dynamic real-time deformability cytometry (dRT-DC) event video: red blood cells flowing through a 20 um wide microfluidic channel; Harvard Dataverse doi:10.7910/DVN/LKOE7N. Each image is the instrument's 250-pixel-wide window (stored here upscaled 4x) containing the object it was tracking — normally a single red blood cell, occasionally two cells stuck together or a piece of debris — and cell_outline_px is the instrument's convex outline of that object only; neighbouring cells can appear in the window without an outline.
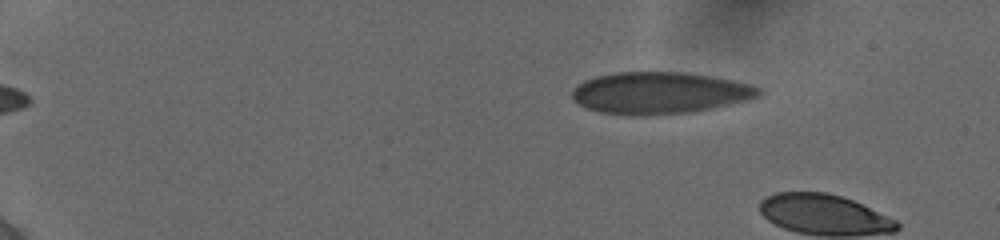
{"species": "human", "species_latin": "Homo sapiens", "temperature_condition": "cold", "stored_images_in_passage": 3, "camera_frame_rate_fps": 3000, "um_per_image_px": 0.085, "donor": {"sex": "female"}, "frame": {"image": 1, "passage_image": 1, "time_ms": 0.0, "image_size_px": [1000, 240], "cell_outline_px": [[760, 96], [748, 100], [712, 108], [692, 112], [644, 116], [632, 116], [600, 112], [588, 108], [572, 100], [572, 88], [584, 80], [596, 76], [616, 72], [684, 72], [712, 76], [732, 80], [748, 84], [760, 88]], "centroid_in_image_um": [56.04, 7.9], "position_along_channel_um": 29.0, "area_um2": 45.66}}